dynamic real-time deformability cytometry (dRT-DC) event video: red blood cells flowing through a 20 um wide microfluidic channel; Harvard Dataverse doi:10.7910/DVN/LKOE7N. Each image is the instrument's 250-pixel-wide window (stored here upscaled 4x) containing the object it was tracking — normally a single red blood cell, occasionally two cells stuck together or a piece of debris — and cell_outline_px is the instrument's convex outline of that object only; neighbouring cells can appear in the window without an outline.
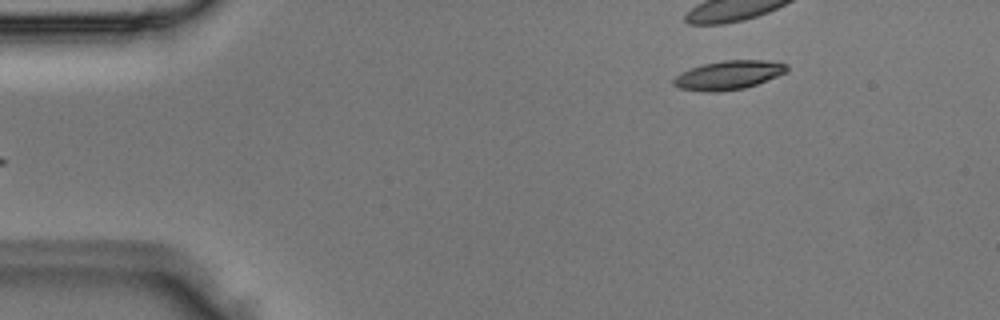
{"species": "Egyptian fruit bat (a non-hibernating species)", "species_latin": "Rousettus aegyptiacus", "temperature_condition": "room temperature", "stored_images_in_passage": 3, "camera_frame_rate_fps": 3000, "um_per_image_px": 0.085, "animal": {"sex": "male"}, "frame": {"image": 1, "passage_image": 3, "time_ms": 0.667, "image_size_px": [1000, 320], "cell_outline_px": [[788, 72], [756, 84], [744, 88], [720, 92], [704, 92], [680, 88], [672, 84], [672, 80], [676, 76], [692, 68], [704, 64], [724, 60], [768, 60], [788, 64]], "centroid_in_image_um": [61.96, 6.39], "position_along_channel_um": 23.0, "area_um2": 19.02}}